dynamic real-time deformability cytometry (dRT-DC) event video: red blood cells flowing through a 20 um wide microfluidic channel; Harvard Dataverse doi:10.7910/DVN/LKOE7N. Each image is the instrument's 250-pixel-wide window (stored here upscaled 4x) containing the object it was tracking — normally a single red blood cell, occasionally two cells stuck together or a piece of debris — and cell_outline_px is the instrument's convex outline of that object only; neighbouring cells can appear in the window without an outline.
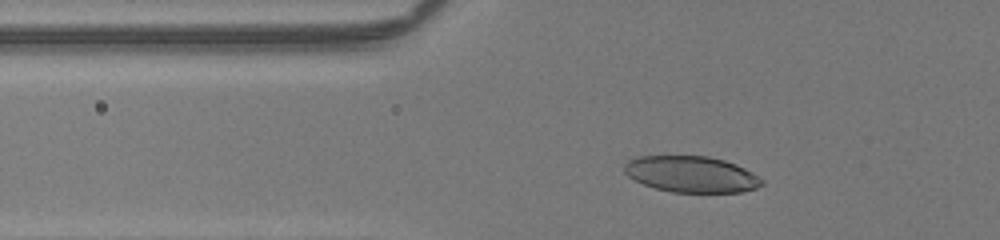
{"species": "human", "species_latin": "Homo sapiens", "temperature_condition": "room temperature", "stored_images_in_passage": 36, "camera_frame_rate_fps": 3000, "um_per_image_px": 0.085, "donor": {"sex": "male"}, "frame": {"image": 1, "passage_image": 9, "time_ms": 2.667, "image_size_px": [1000, 240], "cell_outline_px": [[764, 184], [756, 188], [740, 192], [672, 192], [656, 188], [644, 184], [628, 176], [624, 172], [624, 164], [628, 160], [640, 156], [708, 156], [724, 160], [736, 164], [752, 172], [764, 180]], "centroid_in_image_um": [58.78, 14.81], "position_along_channel_um": 67.0, "area_um2": 28.96}}
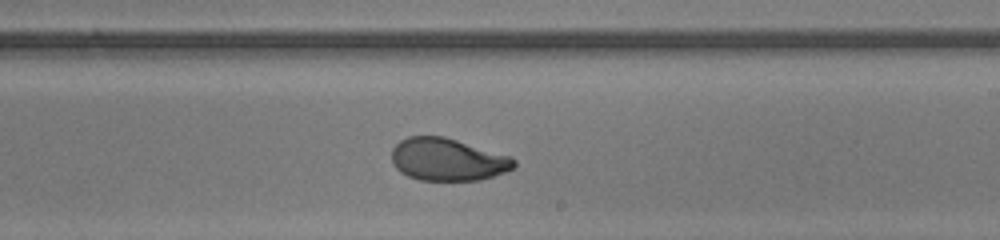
{"frame": {"image": 2, "passage_image": 24, "time_ms": 7.667, "image_size_px": [1000, 240], "cell_outline_px": [[516, 168], [480, 180], [420, 180], [408, 176], [400, 172], [392, 164], [392, 148], [400, 140], [408, 136], [444, 136], [512, 156], [516, 160]], "centroid_in_image_um": [38.06, 13.55], "position_along_channel_um": 250.9, "area_um2": 30.52}}
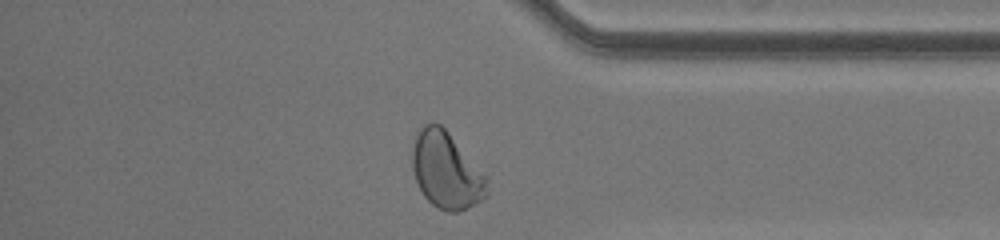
{"frame": {"image": 3, "passage_image": 35, "time_ms": 11.333, "image_size_px": [1000, 240], "cell_outline_px": [[488, 192], [480, 200], [460, 212], [448, 212], [432, 204], [424, 196], [416, 180], [412, 168], [412, 148], [416, 136], [420, 128], [424, 124], [440, 124], [448, 132], [484, 176]], "centroid_in_image_um": [37.88, 14.5], "position_along_channel_um": 397.3, "area_um2": 32.31}, "authors_computed_cell_mechanics": {"area_um2": 30.5762, "velocity_mm_per_s": 4.094, "shape_relaxation_time_tau1_ms": 4.3998, "shape_relaxation_time_tau2_ms": null, "deformation_change_tau1": 0.177, "deformation_change_tau2": null}}